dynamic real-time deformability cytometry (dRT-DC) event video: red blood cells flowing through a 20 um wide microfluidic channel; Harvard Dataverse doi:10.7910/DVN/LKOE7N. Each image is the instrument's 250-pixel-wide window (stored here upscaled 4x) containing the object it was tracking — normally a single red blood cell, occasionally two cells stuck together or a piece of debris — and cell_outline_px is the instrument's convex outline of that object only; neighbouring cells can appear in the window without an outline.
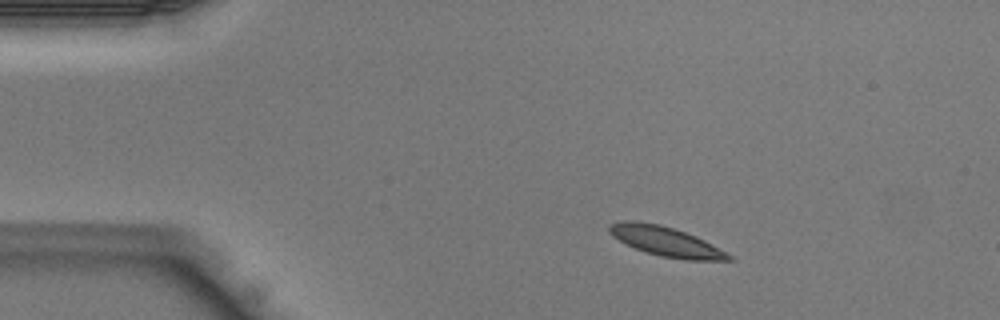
{"species": "Egyptian fruit bat (a non-hibernating species)", "species_latin": "Rousettus aegyptiacus", "temperature_condition": "warm", "stored_images_in_passage": 37, "camera_frame_rate_fps": 3000, "um_per_image_px": 0.085, "animal": {"sex": "male"}, "frame": {"image": 1, "passage_image": 1, "time_ms": 0.0, "image_size_px": [1000, 320], "cell_outline_px": [[736, 260], [684, 260], [660, 256], [644, 252], [612, 236], [608, 232], [608, 224], [624, 220], [632, 220], [660, 224], [696, 236], [712, 244], [732, 256]], "centroid_in_image_um": [56.58, 20.52], "position_along_channel_um": 28.4, "area_um2": 20.52}}
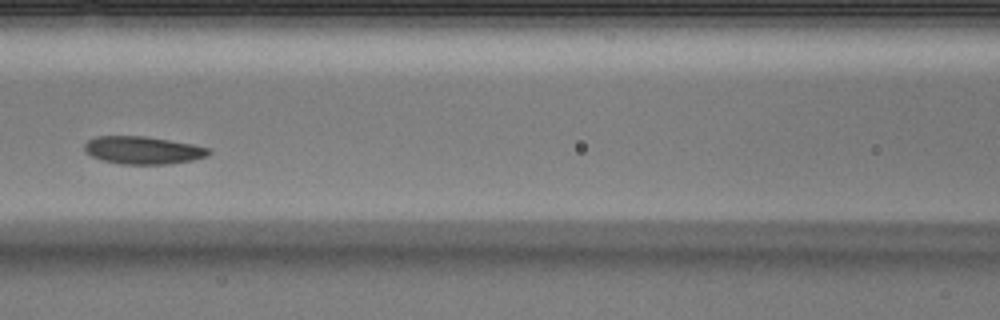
{"frame": {"image": 2, "passage_image": 13, "time_ms": 4.0, "image_size_px": [1000, 320], "cell_outline_px": [[212, 152], [208, 156], [192, 160], [168, 164], [120, 164], [104, 160], [92, 156], [84, 152], [84, 144], [88, 140], [96, 136], [144, 136], [192, 144], [208, 148]], "centroid_in_image_um": [12.14, 12.77], "position_along_channel_um": 154.5, "area_um2": 20.0}}
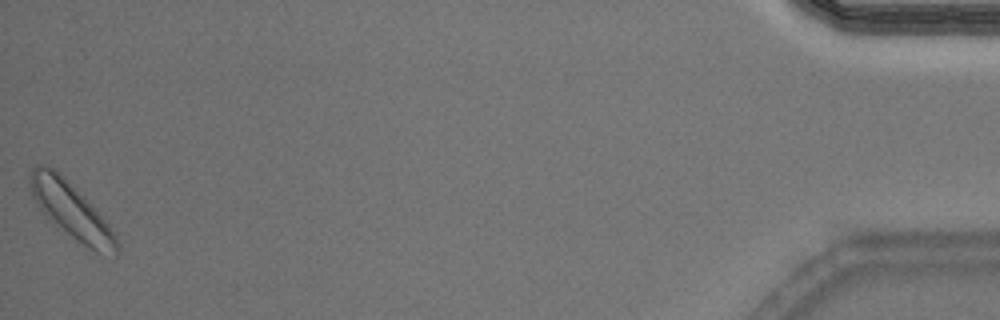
{"frame": {"image": 3, "passage_image": 37, "time_ms": 12.0, "image_size_px": [1000, 320], "cell_outline_px": [[120, 248], [116, 256], [96, 252], [88, 248], [72, 236], [44, 212], [40, 208], [32, 196], [32, 168], [36, 164], [48, 164], [108, 224], [116, 236], [120, 244]], "centroid_in_image_um": [6.11, 17.96], "position_along_channel_um": 429.1, "area_um2": 26.13}}